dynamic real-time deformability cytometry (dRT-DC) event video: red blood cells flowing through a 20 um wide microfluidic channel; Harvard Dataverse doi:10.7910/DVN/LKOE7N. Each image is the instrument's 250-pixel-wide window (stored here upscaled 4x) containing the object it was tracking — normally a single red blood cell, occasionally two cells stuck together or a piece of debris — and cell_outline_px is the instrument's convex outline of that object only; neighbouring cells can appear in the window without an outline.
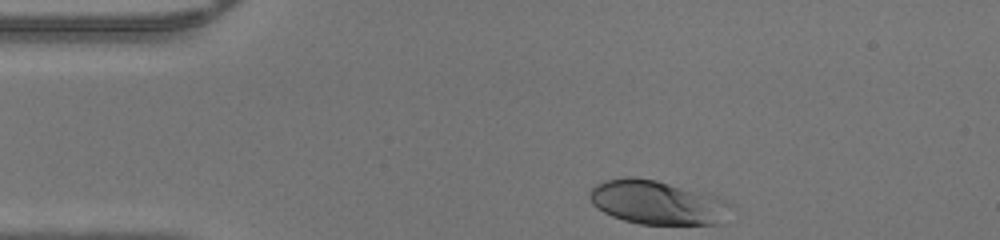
{"species": "human", "species_latin": "Homo sapiens", "temperature_condition": "warm", "stored_images_in_passage": 30, "camera_frame_rate_fps": 3000, "um_per_image_px": 0.085, "donor": {"sex": "male"}, "frame": {"image": 1, "passage_image": 1, "time_ms": 0.0, "image_size_px": [1000, 240], "cell_outline_px": [[736, 208], [724, 224], [640, 224], [624, 220], [612, 216], [596, 208], [592, 204], [588, 196], [588, 192], [596, 184], [604, 180], [624, 176], [632, 176], [656, 180], [716, 196], [732, 204]], "centroid_in_image_um": [55.91, 17.22], "position_along_channel_um": 29.1, "area_um2": 36.76}}
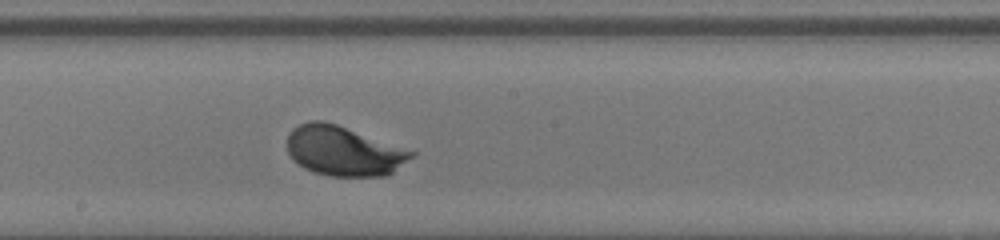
{"frame": {"image": 2, "passage_image": 18, "time_ms": 5.667, "image_size_px": [1000, 240], "cell_outline_px": [[416, 152], [412, 156], [388, 176], [328, 176], [304, 168], [292, 160], [288, 152], [288, 132], [292, 128], [308, 120], [320, 120], [336, 124], [416, 148]], "centroid_in_image_um": [29.29, 12.8], "position_along_channel_um": 218.9, "area_um2": 36.88}}
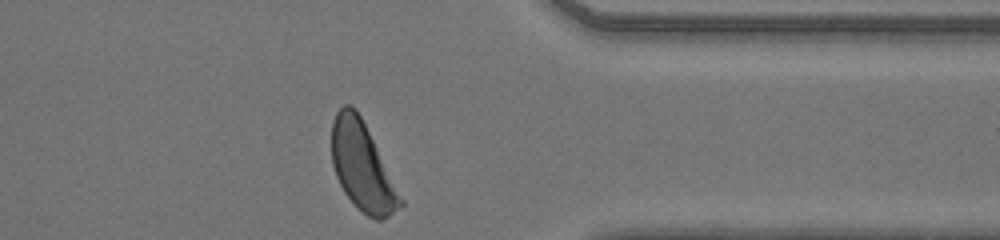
{"frame": {"image": 3, "passage_image": 30, "time_ms": 9.667, "image_size_px": [1000, 240], "cell_outline_px": [[404, 204], [384, 220], [376, 220], [368, 216], [344, 192], [336, 176], [332, 164], [332, 120], [336, 112], [344, 104], [348, 104], [356, 108], [404, 200]], "centroid_in_image_um": [30.79, 14.15], "position_along_channel_um": 380.6, "area_um2": 34.74}}